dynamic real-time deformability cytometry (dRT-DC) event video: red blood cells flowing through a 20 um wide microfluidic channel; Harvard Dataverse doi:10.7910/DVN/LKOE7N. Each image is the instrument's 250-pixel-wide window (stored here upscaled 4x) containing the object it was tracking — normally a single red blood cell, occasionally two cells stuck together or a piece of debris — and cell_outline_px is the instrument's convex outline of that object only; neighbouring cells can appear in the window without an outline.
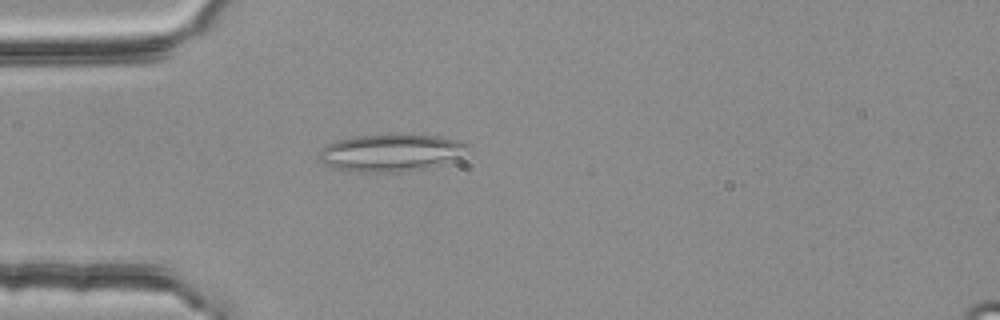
{"species": "common noctule bat (a hibernating species)", "species_latin": "Nyctalus noctula", "temperature_condition": "room temperature", "stored_images_in_passage": 49, "camera_frame_rate_fps": 3000, "um_per_image_px": 0.085, "animal": {"sex": "female", "body_mass_g": 25.1}, "frame": {"image": 1, "passage_image": 9, "time_ms": 2.667, "image_size_px": [1000, 320], "cell_outline_px": [[468, 144], [460, 156], [440, 164], [404, 172], [356, 172], [332, 168], [324, 164], [320, 160], [320, 148], [336, 140], [356, 136], [440, 136], [460, 140]], "centroid_in_image_um": [33.15, 13.0], "position_along_channel_um": 51.8, "area_um2": 31.62}}
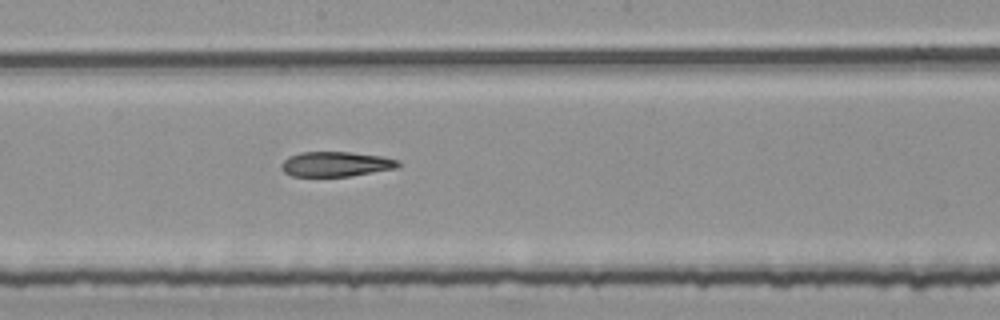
{"frame": {"image": 2, "passage_image": 23, "time_ms": 7.333, "image_size_px": [1000, 320], "cell_outline_px": [[400, 164], [396, 168], [348, 176], [292, 176], [284, 172], [280, 168], [280, 164], [288, 156], [300, 152], [352, 152], [380, 156], [400, 160]], "centroid_in_image_um": [28.51, 13.94], "position_along_channel_um": 219.7, "area_um2": 16.94}}
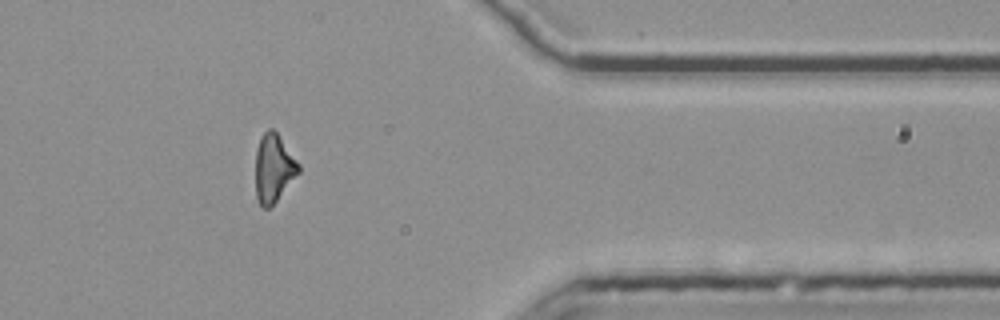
{"frame": {"image": 3, "passage_image": 38, "time_ms": 12.333, "image_size_px": [1000, 320], "cell_outline_px": [[300, 172], [276, 200], [268, 208], [264, 208], [260, 204], [256, 196], [256, 148], [260, 136], [268, 128], [272, 128], [276, 132], [300, 164]], "centroid_in_image_um": [23.25, 14.26], "position_along_channel_um": 388.1, "area_um2": 16.94}}